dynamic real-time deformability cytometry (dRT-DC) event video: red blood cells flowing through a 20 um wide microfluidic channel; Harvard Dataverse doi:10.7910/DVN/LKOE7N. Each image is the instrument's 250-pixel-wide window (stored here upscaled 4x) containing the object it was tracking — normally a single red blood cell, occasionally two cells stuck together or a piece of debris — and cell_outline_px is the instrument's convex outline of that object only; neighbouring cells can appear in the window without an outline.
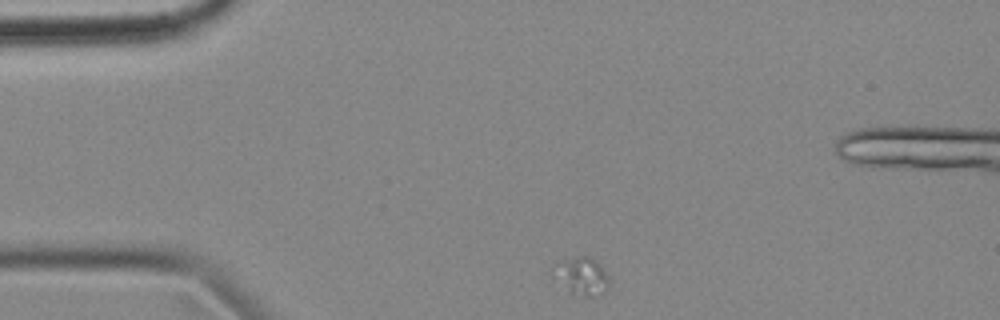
{"species": "common noctule bat (a hibernating species)", "species_latin": "Nyctalus noctula", "temperature_condition": "cold", "stored_images_in_passage": 49, "camera_frame_rate_fps": 3000, "um_per_image_px": 0.085, "animal": {"sex": "female", "body_mass_g": 18.4}, "frame": {"image": 1, "passage_image": 1, "time_ms": 0.0, "image_size_px": [1000, 320], "cell_outline_px": [[608, 288], [604, 292], [592, 296], [584, 296], [568, 292], [552, 280], [552, 264], [576, 256], [588, 256], [600, 264], [608, 276]], "centroid_in_image_um": [49.35, 23.47], "position_along_channel_um": 35.7, "area_um2": 12.6}}